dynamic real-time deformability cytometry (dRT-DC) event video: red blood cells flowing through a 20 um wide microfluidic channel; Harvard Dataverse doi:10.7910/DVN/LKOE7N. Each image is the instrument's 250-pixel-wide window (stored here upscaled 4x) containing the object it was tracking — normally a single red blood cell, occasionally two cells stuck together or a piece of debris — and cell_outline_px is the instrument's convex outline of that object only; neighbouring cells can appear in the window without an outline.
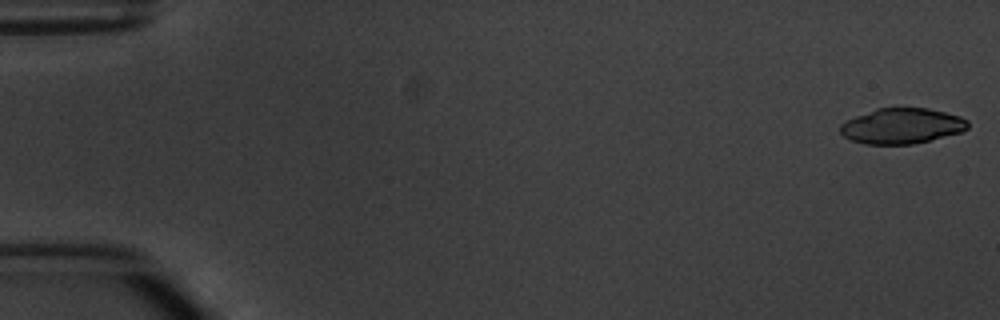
{"species": "common noctule bat (a hibernating species)", "species_latin": "Nyctalus noctula", "temperature_condition": "warm", "stored_images_in_passage": 5, "camera_frame_rate_fps": 3000, "um_per_image_px": 0.085, "animal": {"sex": "male", "body_mass_g": 20.1, "forearm_length_mm": 53.5}, "frame": {"image": 1, "passage_image": 1, "time_ms": 0.0, "image_size_px": [1000, 320], "cell_outline_px": [[968, 128], [960, 132], [912, 144], [864, 144], [852, 140], [844, 136], [840, 132], [840, 124], [856, 116], [876, 108], [928, 108], [960, 116], [968, 120]], "centroid_in_image_um": [76.64, 10.7], "position_along_channel_um": 8.4, "area_um2": 26.13}}